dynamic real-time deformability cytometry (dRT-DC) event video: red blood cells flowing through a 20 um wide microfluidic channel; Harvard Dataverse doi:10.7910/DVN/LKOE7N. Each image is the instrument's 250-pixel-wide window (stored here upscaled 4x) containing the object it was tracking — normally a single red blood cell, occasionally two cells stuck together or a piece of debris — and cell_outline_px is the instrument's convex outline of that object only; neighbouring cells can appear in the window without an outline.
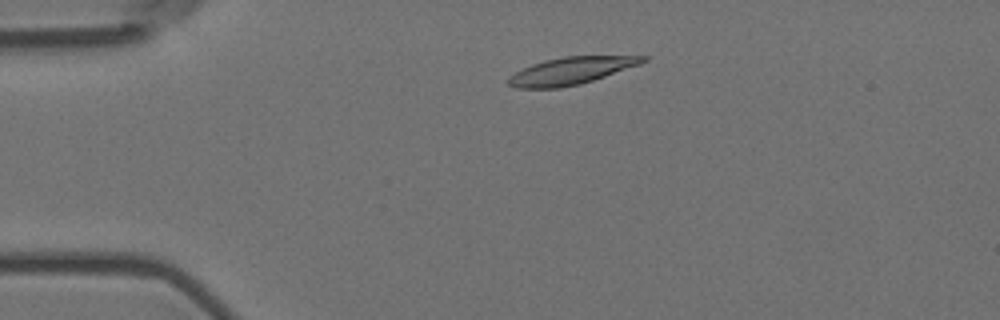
{"species": "Egyptian fruit bat (a non-hibernating species)", "species_latin": "Rousettus aegyptiacus", "temperature_condition": "room temperature", "stored_images_in_passage": 2, "camera_frame_rate_fps": 3000, "um_per_image_px": 0.085, "animal": {"sex": "female"}, "frame": {"image": 1, "passage_image": 1, "time_ms": 0.0, "image_size_px": [1000, 320], "cell_outline_px": [[648, 60], [640, 64], [580, 84], [560, 88], [516, 88], [508, 84], [508, 76], [532, 64], [544, 60], [564, 56], [648, 56]], "centroid_in_image_um": [48.51, 6.02], "position_along_channel_um": 36.5, "area_um2": 21.15}}